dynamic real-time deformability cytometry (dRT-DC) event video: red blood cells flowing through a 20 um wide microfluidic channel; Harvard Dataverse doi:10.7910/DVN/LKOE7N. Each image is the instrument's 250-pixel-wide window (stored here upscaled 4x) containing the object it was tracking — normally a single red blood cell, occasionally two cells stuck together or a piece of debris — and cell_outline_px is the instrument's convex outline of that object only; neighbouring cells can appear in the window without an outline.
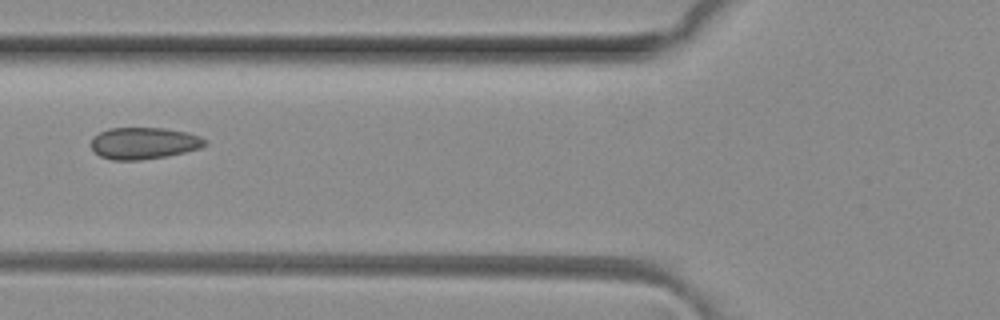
{"species": "common noctule bat (a hibernating species)", "species_latin": "Nyctalus noctula", "temperature_condition": "room temperature", "stored_images_in_passage": 3, "camera_frame_rate_fps": 3000, "um_per_image_px": 0.085, "animal": {"sex": "female", "body_mass_g": 29.2, "forearm_length_mm": 56.3}, "frame": {"image": 1, "passage_image": 3, "time_ms": 0.667, "image_size_px": [1000, 320], "cell_outline_px": [[208, 144], [200, 148], [168, 156], [140, 160], [112, 160], [100, 156], [92, 148], [92, 136], [108, 128], [164, 128], [188, 132], [200, 136], [208, 140]], "centroid_in_image_um": [12.26, 12.17], "position_along_channel_um": 113.5, "area_um2": 21.21}}